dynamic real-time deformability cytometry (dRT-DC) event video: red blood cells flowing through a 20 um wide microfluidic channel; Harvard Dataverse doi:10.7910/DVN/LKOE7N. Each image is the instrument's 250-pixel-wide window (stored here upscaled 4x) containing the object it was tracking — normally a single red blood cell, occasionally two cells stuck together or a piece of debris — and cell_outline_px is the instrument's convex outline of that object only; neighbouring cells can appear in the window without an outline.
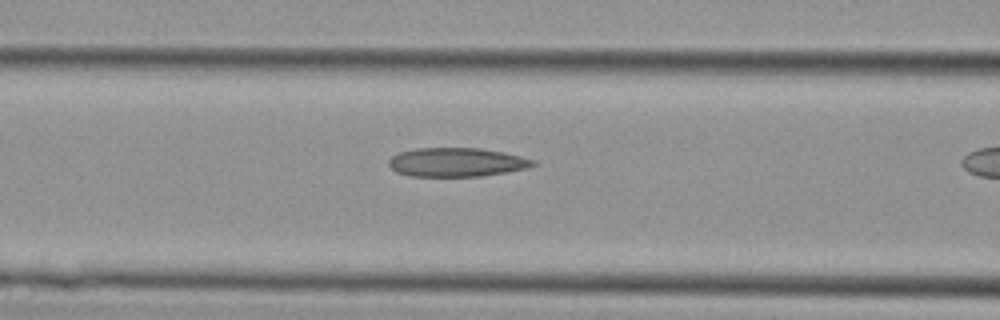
{"species": "Egyptian fruit bat (a non-hibernating species)", "species_latin": "Rousettus aegyptiacus", "temperature_condition": "cold", "stored_images_in_passage": 7, "camera_frame_rate_fps": 3000, "um_per_image_px": 0.085, "animal": {"sex": "female"}, "frame": {"image": 1, "passage_image": 4, "time_ms": 1.0, "image_size_px": [1000, 320], "cell_outline_px": [[536, 164], [528, 168], [480, 176], [408, 176], [396, 172], [388, 164], [388, 160], [392, 156], [400, 152], [416, 148], [480, 148], [504, 152], [536, 160]], "centroid_in_image_um": [38.8, 13.78], "position_along_channel_um": 127.8, "area_um2": 24.28}}
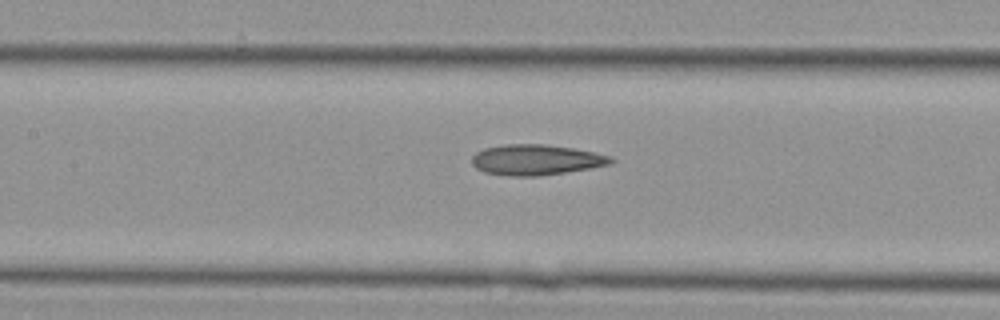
{"frame": {"image": 2, "passage_image": 6, "time_ms": 1.667, "image_size_px": [1000, 320], "cell_outline_px": [[616, 160], [612, 164], [592, 168], [540, 176], [508, 176], [484, 172], [476, 168], [472, 164], [472, 156], [476, 152], [484, 148], [508, 144], [544, 144], [572, 148], [612, 156]], "centroid_in_image_um": [45.58, 13.59], "position_along_channel_um": 161.8, "area_um2": 24.85}}